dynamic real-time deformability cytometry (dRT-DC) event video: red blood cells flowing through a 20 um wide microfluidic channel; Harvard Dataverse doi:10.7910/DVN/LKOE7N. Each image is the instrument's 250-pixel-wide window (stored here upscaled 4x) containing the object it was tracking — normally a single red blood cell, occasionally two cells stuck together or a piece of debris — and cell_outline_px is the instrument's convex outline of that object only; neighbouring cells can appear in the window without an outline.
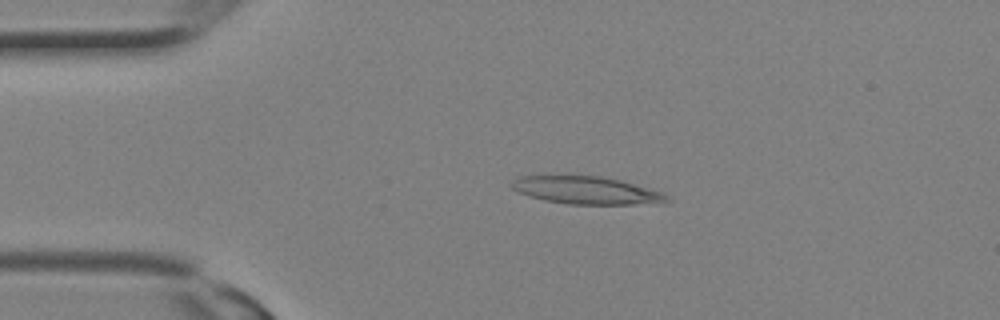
{"species": "Egyptian fruit bat (a non-hibernating species)", "species_latin": "Rousettus aegyptiacus", "temperature_condition": "room temperature", "stored_images_in_passage": 13, "camera_frame_rate_fps": 3000, "um_per_image_px": 0.085, "animal": {"sex": "female"}, "frame": {"image": 1, "passage_image": 5, "time_ms": 1.333, "image_size_px": [1000, 320], "cell_outline_px": [[672, 200], [632, 204], [568, 204], [544, 200], [520, 192], [512, 188], [508, 184], [512, 180], [520, 176], [600, 176], [620, 180], [664, 192]], "centroid_in_image_um": [49.82, 16.17], "position_along_channel_um": 35.2, "area_um2": 24.62}}
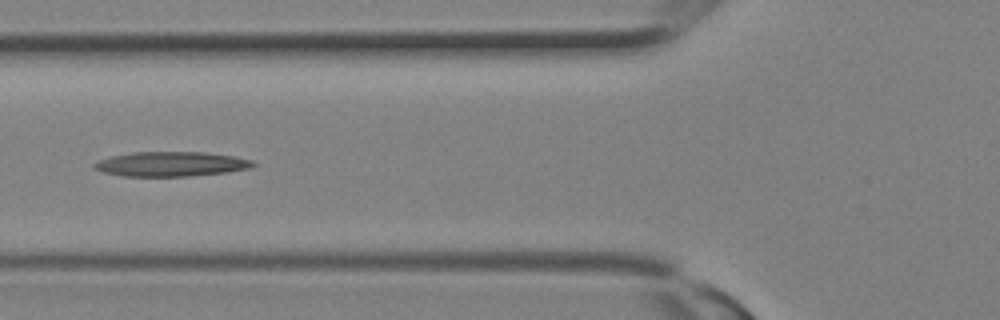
{"frame": {"image": 2, "passage_image": 10, "time_ms": 3.0, "image_size_px": [1000, 320], "cell_outline_px": [[256, 164], [248, 168], [228, 172], [192, 176], [120, 176], [100, 172], [92, 168], [92, 164], [96, 160], [112, 156], [132, 152], [204, 152], [236, 156], [252, 160]], "centroid_in_image_um": [14.48, 13.94], "position_along_channel_um": 111.3, "area_um2": 23.12}}
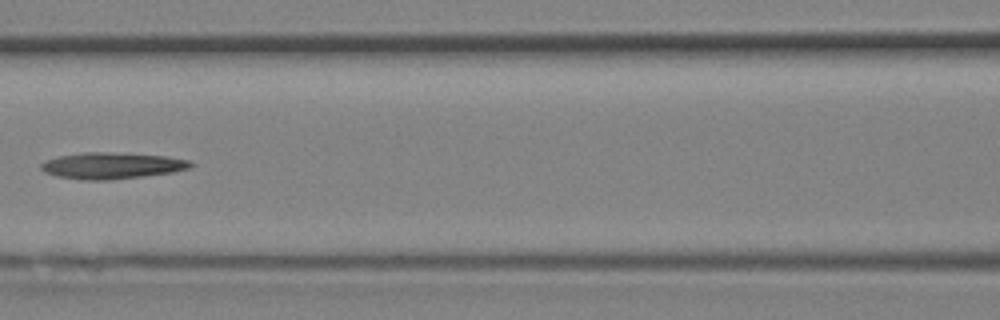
{"frame": {"image": 3, "passage_image": 12, "time_ms": 3.667, "image_size_px": [1000, 320], "cell_outline_px": [[196, 164], [192, 168], [172, 172], [144, 176], [108, 180], [80, 180], [56, 176], [44, 172], [40, 168], [40, 164], [44, 160], [60, 156], [84, 152], [108, 152], [168, 156], [192, 160]], "centroid_in_image_um": [9.54, 14.08], "position_along_channel_um": 157.1, "area_um2": 23.29}}